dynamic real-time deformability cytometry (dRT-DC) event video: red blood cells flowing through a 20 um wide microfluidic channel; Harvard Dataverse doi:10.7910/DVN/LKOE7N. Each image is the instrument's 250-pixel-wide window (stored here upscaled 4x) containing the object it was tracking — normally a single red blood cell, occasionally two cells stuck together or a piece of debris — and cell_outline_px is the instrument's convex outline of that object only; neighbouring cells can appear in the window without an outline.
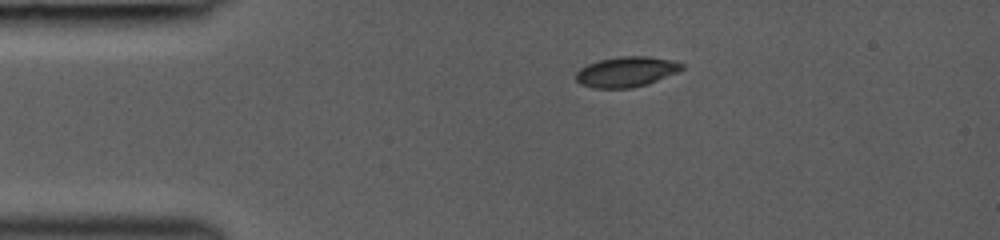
{"species": "common noctule bat (a hibernating species)", "species_latin": "Nyctalus noctula", "temperature_condition": "room temperature", "stored_images_in_passage": 11, "camera_frame_rate_fps": 3000, "um_per_image_px": 0.085, "animal": {"sex": "female", "body_mass_g": 19.0, "forearm_length_mm": 53.3}, "frame": {"image": 1, "passage_image": 1, "time_ms": 0.0, "image_size_px": [1000, 240], "cell_outline_px": [[684, 68], [676, 72], [648, 84], [632, 88], [592, 88], [580, 84], [576, 80], [576, 72], [580, 68], [588, 64], [600, 60], [620, 56], [648, 56], [672, 60], [684, 64]], "centroid_in_image_um": [53.22, 6.1], "position_along_channel_um": 31.8, "area_um2": 18.67}}
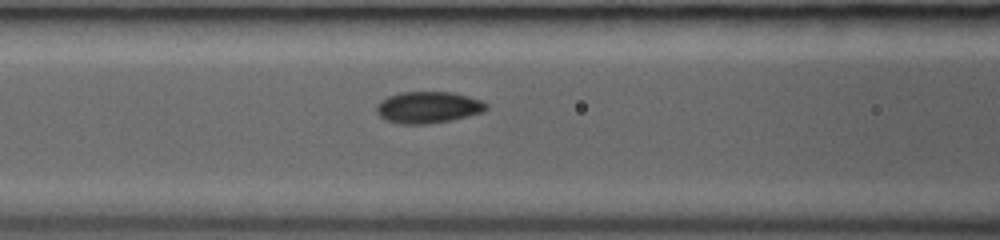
{"frame": {"image": 2, "passage_image": 6, "time_ms": 3.333, "image_size_px": [1000, 240], "cell_outline_px": [[488, 108], [484, 112], [452, 120], [428, 124], [400, 124], [384, 120], [376, 112], [376, 104], [380, 100], [388, 96], [400, 92], [452, 92], [468, 96], [480, 100], [488, 104]], "centroid_in_image_um": [36.37, 9.13], "position_along_channel_um": 130.2, "area_um2": 20.46}}
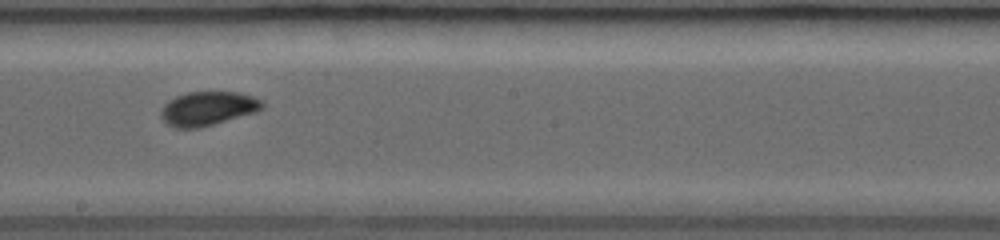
{"frame": {"image": 3, "passage_image": 10, "time_ms": 5.667, "image_size_px": [1000, 240], "cell_outline_px": [[264, 108], [256, 112], [200, 128], [176, 128], [168, 124], [160, 116], [160, 112], [164, 104], [168, 100], [176, 96], [188, 92], [240, 92], [264, 100]], "centroid_in_image_um": [17.69, 9.22], "position_along_channel_um": 230.5, "area_um2": 20.23}}